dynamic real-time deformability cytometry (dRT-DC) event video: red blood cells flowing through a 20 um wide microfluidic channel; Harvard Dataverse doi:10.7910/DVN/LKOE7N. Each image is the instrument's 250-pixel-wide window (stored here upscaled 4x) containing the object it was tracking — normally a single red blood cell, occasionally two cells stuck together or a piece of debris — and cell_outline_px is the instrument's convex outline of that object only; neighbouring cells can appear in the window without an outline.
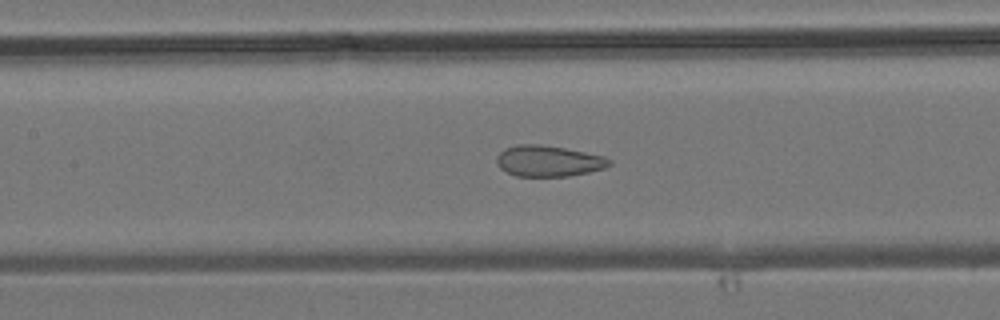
{"species": "common noctule bat (a hibernating species)", "species_latin": "Nyctalus noctula", "temperature_condition": "room temperature", "stored_images_in_passage": 35, "segment_of_instrument_passage": [1, 2], "camera_frame_rate_fps": 3000, "um_per_image_px": 0.085, "animal": {"sex": "male", "body_mass_g": 19.2, "forearm_length_mm": 51.8}, "frame": {"image": 1, "passage_image": 10, "time_ms": 3.0, "image_size_px": [1000, 320], "cell_outline_px": [[612, 164], [604, 168], [588, 172], [568, 176], [516, 176], [500, 168], [496, 164], [496, 156], [504, 148], [516, 144], [536, 144], [564, 148], [604, 156], [612, 160]], "centroid_in_image_um": [46.6, 13.68], "position_along_channel_um": 160.8, "area_um2": 20.35}}
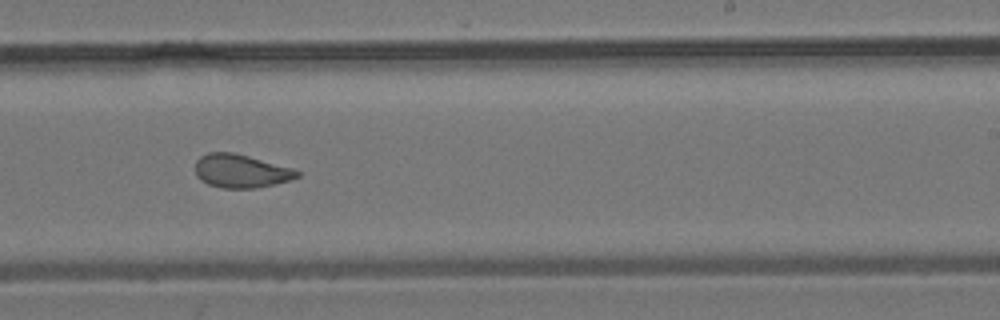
{"frame": {"image": 2, "passage_image": 17, "time_ms": 5.333, "image_size_px": [1000, 320], "cell_outline_px": [[300, 176], [292, 180], [276, 184], [256, 188], [224, 188], [208, 184], [200, 180], [196, 176], [196, 160], [200, 156], [208, 152], [232, 152], [248, 156], [292, 168], [300, 172]], "centroid_in_image_um": [20.48, 14.54], "position_along_channel_um": 268.5, "area_um2": 19.88}}
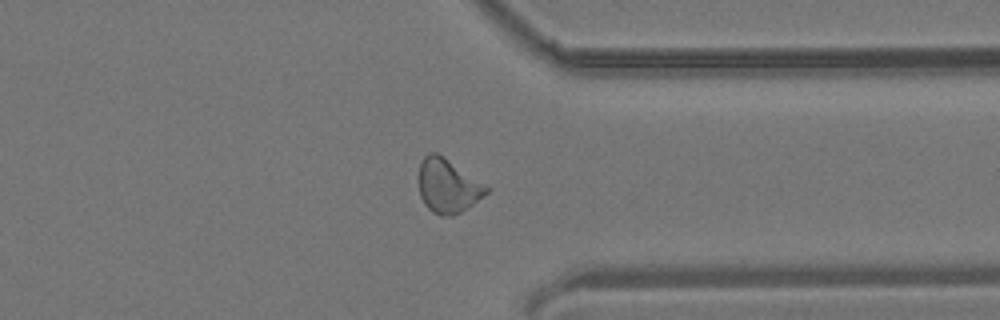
{"frame": {"image": 3, "passage_image": 24, "time_ms": 7.667, "image_size_px": [1000, 320], "cell_outline_px": [[488, 192], [472, 204], [460, 212], [452, 216], [440, 216], [432, 212], [424, 204], [420, 196], [420, 164], [424, 156], [428, 152], [436, 152], [444, 156], [488, 184]], "centroid_in_image_um": [38.09, 15.78], "position_along_channel_um": 373.3, "area_um2": 21.39}}